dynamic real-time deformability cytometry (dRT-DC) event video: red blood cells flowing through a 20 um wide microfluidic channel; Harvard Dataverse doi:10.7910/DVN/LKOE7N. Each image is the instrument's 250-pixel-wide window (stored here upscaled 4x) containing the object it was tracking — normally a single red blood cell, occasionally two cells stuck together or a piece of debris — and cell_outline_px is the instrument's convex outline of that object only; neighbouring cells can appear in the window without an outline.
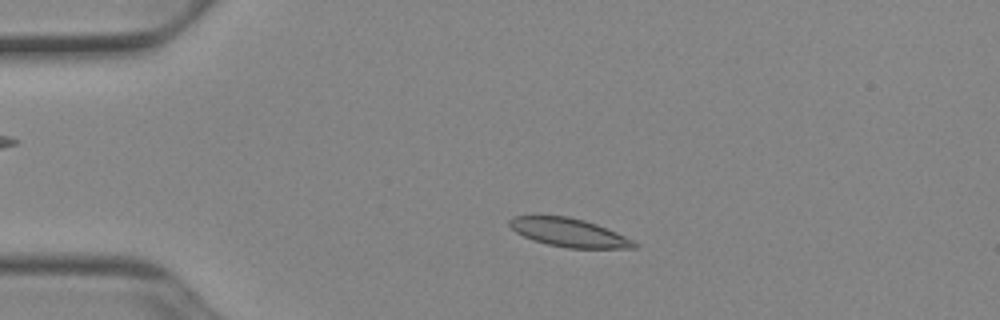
{"species": "Egyptian fruit bat (a non-hibernating species)", "species_latin": "Rousettus aegyptiacus", "temperature_condition": "cold", "stored_images_in_passage": 50, "camera_frame_rate_fps": 3000, "um_per_image_px": 0.085, "animal": {"sex": "female"}, "frame": {"image": 1, "passage_image": 10, "time_ms": 3.0, "image_size_px": [1000, 320], "cell_outline_px": [[640, 244], [636, 248], [568, 248], [548, 244], [532, 240], [516, 232], [508, 224], [508, 220], [512, 216], [532, 212], [568, 216], [584, 220], [596, 224], [616, 232]], "centroid_in_image_um": [48.25, 19.71], "position_along_channel_um": 36.7, "area_um2": 21.39}}
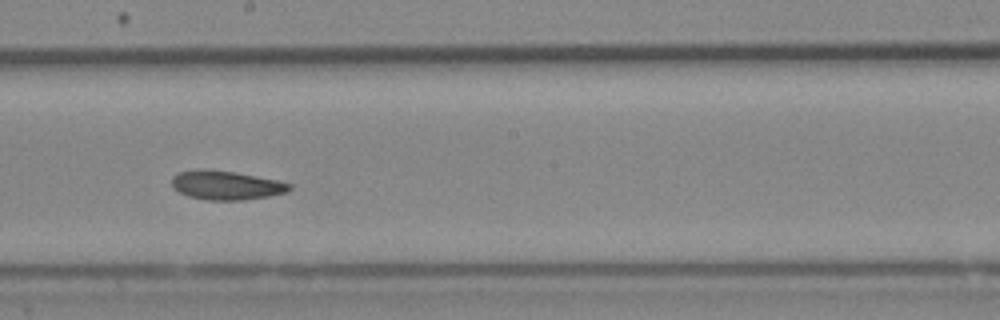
{"frame": {"image": 2, "passage_image": 28, "time_ms": 9.0, "image_size_px": [1000, 320], "cell_outline_px": [[292, 188], [288, 192], [268, 196], [244, 200], [208, 200], [188, 196], [172, 188], [172, 176], [180, 172], [196, 168], [204, 168], [236, 172], [276, 180], [292, 184]], "centroid_in_image_um": [19.2, 15.73], "position_along_channel_um": 229.0, "area_um2": 20.06}}
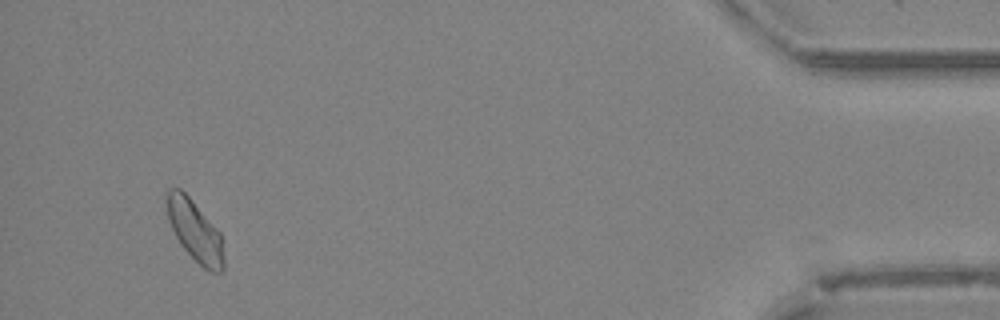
{"frame": {"image": 3, "passage_image": 48, "time_ms": 15.667, "image_size_px": [1000, 320], "cell_outline_px": [[224, 268], [220, 272], [212, 272], [204, 268], [180, 244], [168, 220], [164, 200], [164, 192], [168, 188], [180, 188], [188, 196], [220, 232], [224, 260]], "centroid_in_image_um": [16.52, 19.56], "position_along_channel_um": 418.7, "area_um2": 20.23}, "authors_computed_cell_mechanics": {"area_um2": 20.2011, "velocity_mm_per_s": 3.8856, "shape_relaxation_time_tau1_ms": null, "shape_relaxation_time_tau2_ms": 8.2117, "deformation_change_tau1": null, "deformation_change_tau2": 0.0997}}